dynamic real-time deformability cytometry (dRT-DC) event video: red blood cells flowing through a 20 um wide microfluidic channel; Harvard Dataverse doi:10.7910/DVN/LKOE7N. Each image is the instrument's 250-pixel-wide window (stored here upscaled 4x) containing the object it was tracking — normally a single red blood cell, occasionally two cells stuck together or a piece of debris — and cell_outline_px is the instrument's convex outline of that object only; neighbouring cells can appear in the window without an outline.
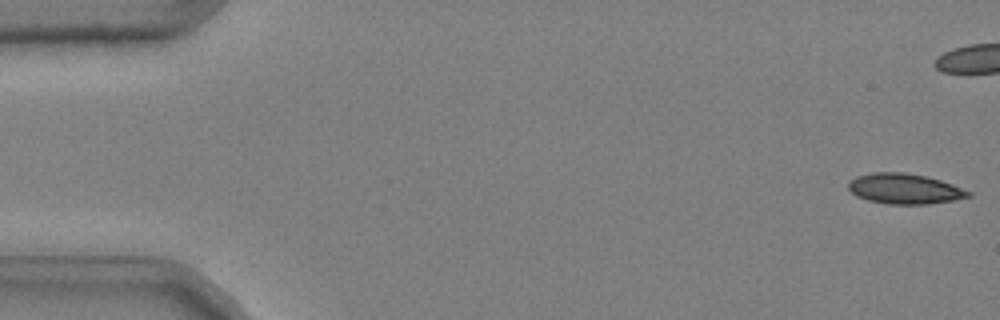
{"species": "common noctule bat (a hibernating species)", "species_latin": "Nyctalus noctula", "temperature_condition": "cold", "stored_images_in_passage": 42, "camera_frame_rate_fps": 3000, "um_per_image_px": 0.085, "animal": {"sex": "male", "body_mass_g": 20.4}, "frame": {"image": 1, "passage_image": 1, "time_ms": 0.0, "image_size_px": [1000, 320], "cell_outline_px": [[972, 196], [952, 200], [928, 204], [888, 204], [868, 200], [856, 196], [848, 188], [848, 180], [856, 176], [872, 172], [904, 172], [924, 176], [940, 180], [952, 184], [972, 192]], "centroid_in_image_um": [76.86, 16.04], "position_along_channel_um": 8.1, "area_um2": 21.21}}
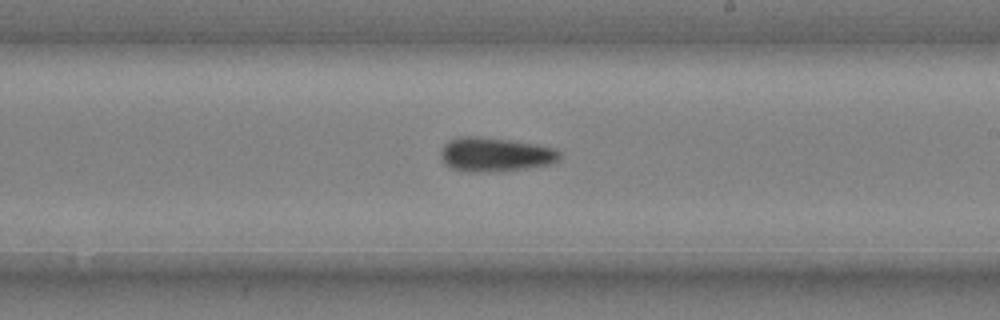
{"frame": {"image": 2, "passage_image": 31, "time_ms": 10.0, "image_size_px": [1000, 320], "cell_outline_px": [[560, 160], [552, 164], [524, 168], [488, 172], [464, 172], [452, 168], [444, 164], [440, 156], [440, 148], [448, 140], [460, 136], [476, 136], [508, 140], [536, 144], [552, 148], [560, 152]], "centroid_in_image_um": [42.03, 13.13], "position_along_channel_um": 247.0, "area_um2": 23.76}}
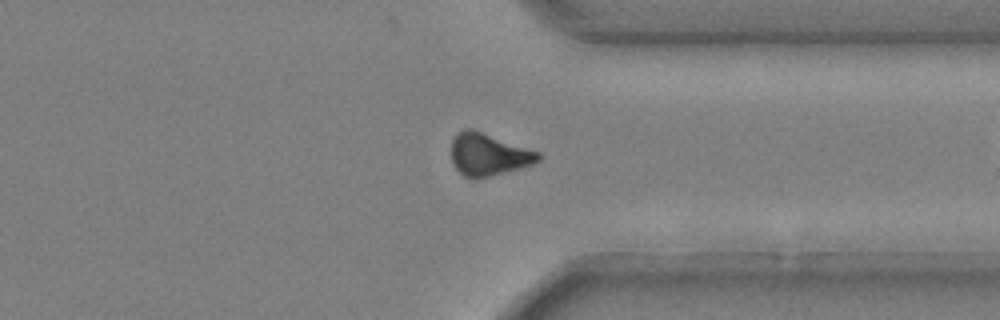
{"frame": {"image": 3, "passage_image": 41, "time_ms": 13.333, "image_size_px": [1000, 320], "cell_outline_px": [[540, 160], [532, 164], [520, 168], [488, 176], [464, 176], [452, 164], [452, 140], [464, 128], [472, 128], [540, 152]], "centroid_in_image_um": [41.53, 13.1], "position_along_channel_um": 369.9, "area_um2": 20.98}}